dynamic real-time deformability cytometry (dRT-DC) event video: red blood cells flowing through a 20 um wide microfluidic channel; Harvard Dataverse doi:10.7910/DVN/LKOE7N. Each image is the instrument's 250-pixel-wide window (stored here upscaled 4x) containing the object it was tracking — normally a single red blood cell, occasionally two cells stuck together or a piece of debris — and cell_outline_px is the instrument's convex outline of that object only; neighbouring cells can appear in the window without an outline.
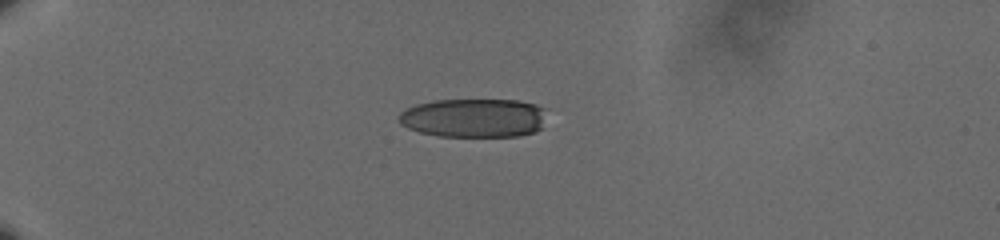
{"species": "human", "species_latin": "Homo sapiens", "temperature_condition": "cold", "stored_images_in_passage": 43, "camera_frame_rate_fps": 3000, "um_per_image_px": 0.085, "donor": {"sex": "male"}, "frame": {"image": 1, "passage_image": 1, "time_ms": 0.0, "image_size_px": [1000, 240], "cell_outline_px": [[548, 108], [544, 128], [536, 132], [520, 136], [440, 136], [420, 132], [408, 128], [400, 124], [396, 116], [400, 112], [416, 104], [436, 100], [520, 100], [536, 104]], "centroid_in_image_um": [40.36, 10.02], "position_along_channel_um": 44.6, "area_um2": 34.22}}
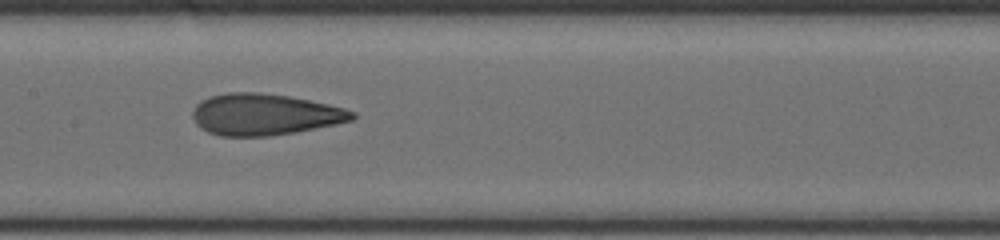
{"frame": {"image": 2, "passage_image": 17, "time_ms": 5.333, "image_size_px": [1000, 240], "cell_outline_px": [[356, 116], [352, 120], [336, 124], [292, 132], [268, 136], [220, 136], [208, 132], [200, 128], [196, 124], [192, 116], [192, 112], [196, 104], [200, 100], [212, 96], [228, 92], [260, 92], [288, 96], [328, 104], [344, 108], [356, 112]], "centroid_in_image_um": [22.46, 9.72], "position_along_channel_um": 184.9, "area_um2": 38.44}}
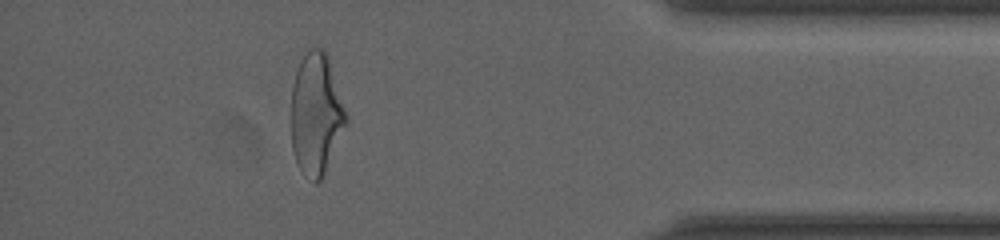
{"frame": {"image": 3, "passage_image": 38, "time_ms": 12.333, "image_size_px": [1000, 240], "cell_outline_px": [[348, 120], [324, 172], [320, 180], [316, 184], [304, 176], [296, 160], [292, 148], [292, 84], [300, 60], [308, 48], [324, 48], [328, 56]], "centroid_in_image_um": [26.85, 9.67], "position_along_channel_um": 408.3, "area_um2": 38.38}, "authors_computed_cell_mechanics": {"area_um2": 38.2636, "velocity_mm_per_s": 3.6199, "shape_relaxation_time_tau1_ms": 10.331, "shape_relaxation_time_tau2_ms": 1.544, "deformation_change_tau1": 0.2397, "deformation_change_tau2": 0.1095}}